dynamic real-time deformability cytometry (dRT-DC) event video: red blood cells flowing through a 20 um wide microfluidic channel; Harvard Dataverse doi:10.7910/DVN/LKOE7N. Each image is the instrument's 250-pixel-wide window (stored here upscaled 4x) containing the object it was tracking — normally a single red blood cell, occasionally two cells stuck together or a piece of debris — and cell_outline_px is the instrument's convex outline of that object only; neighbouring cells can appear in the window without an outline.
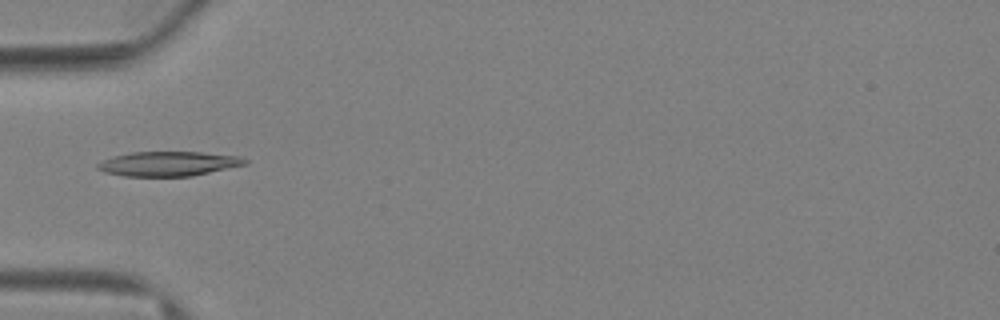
{"species": "Egyptian fruit bat (a non-hibernating species)", "species_latin": "Rousettus aegyptiacus", "temperature_condition": "warm", "stored_images_in_passage": 49, "camera_frame_rate_fps": 3000, "um_per_image_px": 0.085, "animal": {"sex": "female"}, "frame": {"image": 1, "passage_image": 1, "time_ms": 0.0, "image_size_px": [1000, 320], "cell_outline_px": [[248, 164], [192, 176], [124, 176], [104, 172], [96, 168], [96, 164], [112, 156], [132, 152], [200, 152], [240, 156], [248, 160]], "centroid_in_image_um": [14.32, 13.92], "position_along_channel_um": 70.7, "area_um2": 21.15}}
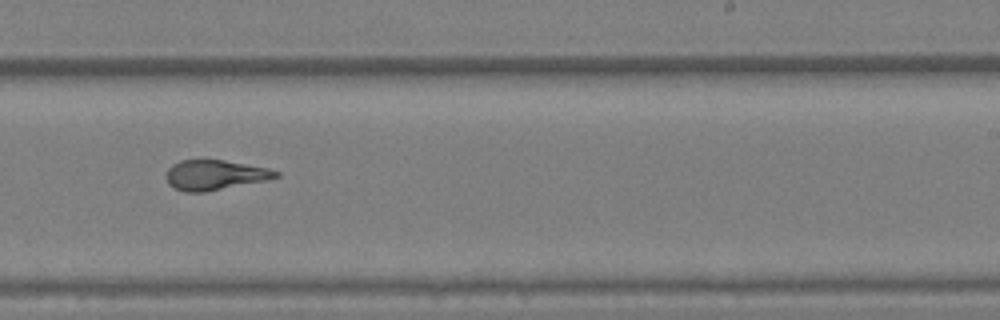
{"frame": {"image": 2, "passage_image": 22, "time_ms": 7.0, "image_size_px": [1000, 320], "cell_outline_px": [[280, 176], [268, 180], [204, 192], [184, 192], [168, 184], [168, 168], [172, 164], [180, 160], [224, 160], [268, 168], [280, 172]], "centroid_in_image_um": [18.3, 14.87], "position_along_channel_um": 270.7, "area_um2": 19.02}}
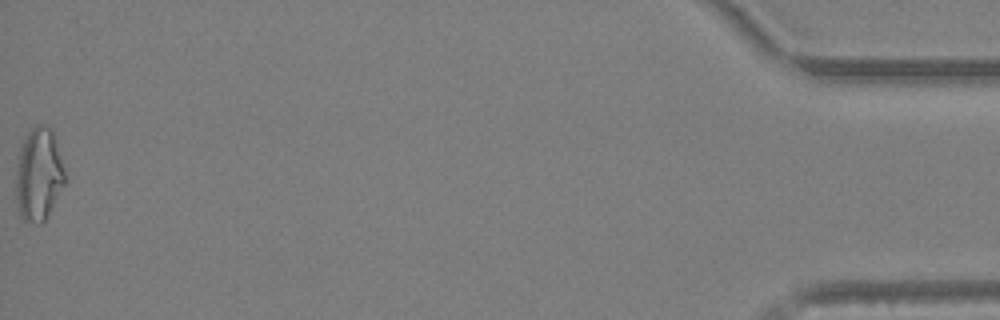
{"frame": {"image": 3, "passage_image": 49, "time_ms": 16.0, "image_size_px": [1000, 320], "cell_outline_px": [[64, 184], [44, 220], [40, 224], [36, 224], [24, 220], [20, 212], [16, 196], [16, 168], [20, 148], [28, 132], [36, 124], [48, 124], [52, 128], [64, 168]], "centroid_in_image_um": [3.28, 14.78], "position_along_channel_um": 431.9, "area_um2": 26.18}, "authors_computed_cell_mechanics": {"area_um2": 19.8832, "velocity_mm_per_s": 2.8646, "shape_relaxation_time_tau1_ms": null, "shape_relaxation_time_tau2_ms": 2.6907, "deformation_change_tau1": null, "deformation_change_tau2": 0.1005}}